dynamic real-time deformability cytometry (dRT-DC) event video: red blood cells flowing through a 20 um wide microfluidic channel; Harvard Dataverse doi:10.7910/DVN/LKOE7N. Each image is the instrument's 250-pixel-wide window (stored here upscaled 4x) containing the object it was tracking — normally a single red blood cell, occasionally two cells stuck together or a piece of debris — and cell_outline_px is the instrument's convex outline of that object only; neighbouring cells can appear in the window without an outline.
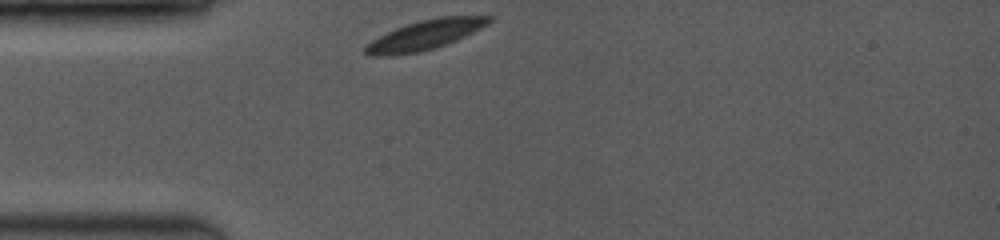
{"species": "common noctule bat (a hibernating species)", "species_latin": "Nyctalus noctula", "temperature_condition": "room temperature", "stored_images_in_passage": 48, "camera_frame_rate_fps": 3500, "um_per_image_px": 0.085, "animal": {"sex": "female", "body_mass_g": 19.0, "forearm_length_mm": 53.3}, "frame": {"image": 1, "passage_image": 1, "time_ms": 0.0, "image_size_px": [1000, 240], "cell_outline_px": [[492, 20], [488, 24], [456, 40], [436, 48], [420, 52], [380, 56], [368, 56], [364, 52], [364, 48], [372, 40], [396, 28], [420, 20], [440, 16], [492, 16]], "centroid_in_image_um": [36.12, 2.97], "position_along_channel_um": 48.9, "area_um2": 20.98}}
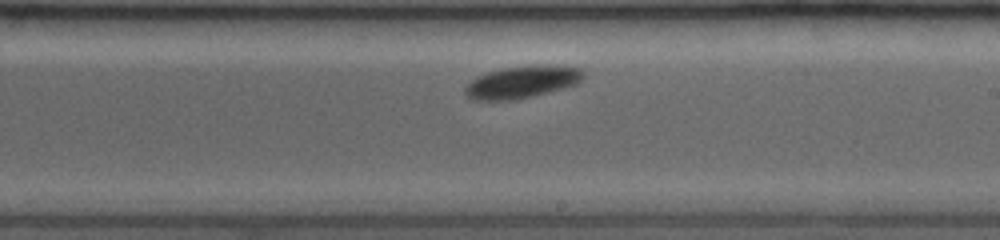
{"frame": {"image": 2, "passage_image": 27, "time_ms": 5.429, "image_size_px": [1000, 240], "cell_outline_px": [[584, 76], [576, 84], [564, 88], [516, 100], [472, 100], [464, 92], [464, 88], [476, 76], [488, 72], [504, 68], [580, 68], [584, 72]], "centroid_in_image_um": [44.28, 7.04], "position_along_channel_um": 244.7, "area_um2": 21.04}}
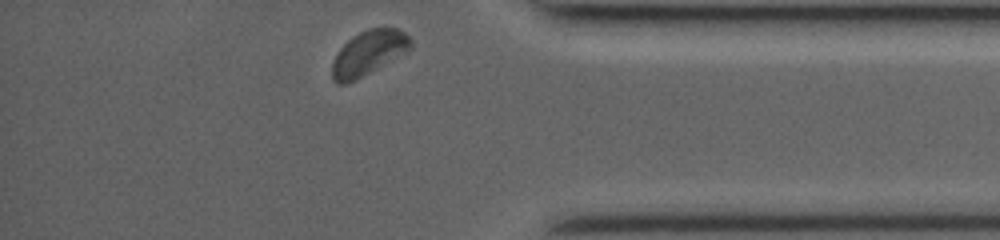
{"frame": {"image": 3, "passage_image": 48, "time_ms": 9.714, "image_size_px": [1000, 240], "cell_outline_px": [[412, 48], [408, 52], [356, 80], [348, 84], [336, 84], [332, 80], [332, 60], [340, 48], [352, 36], [368, 28], [396, 28], [404, 32], [412, 40]], "centroid_in_image_um": [31.32, 4.52], "position_along_channel_um": 403.9, "area_um2": 20.69}, "authors_computed_cell_mechanics": {"area_um2": 21.0392, "velocity_mm_per_s": 3.8587, "shape_relaxation_time_tau1_ms": 6.2218, "shape_relaxation_time_tau2_ms": 5.6485, "deformation_change_tau1": 0.1965, "deformation_change_tau2": 0.0454}}